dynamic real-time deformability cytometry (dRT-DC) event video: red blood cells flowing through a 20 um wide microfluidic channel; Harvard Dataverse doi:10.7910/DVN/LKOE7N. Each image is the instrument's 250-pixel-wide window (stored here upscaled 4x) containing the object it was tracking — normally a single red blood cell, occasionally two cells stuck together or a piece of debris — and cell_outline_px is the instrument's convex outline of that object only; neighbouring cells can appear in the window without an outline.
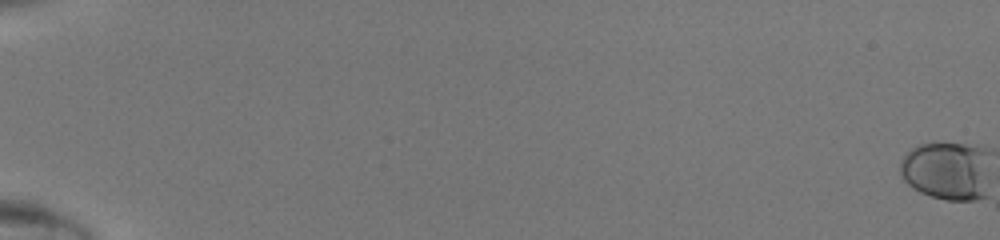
{"species": "human", "species_latin": "Homo sapiens", "temperature_condition": "room temperature", "stored_images_in_passage": 51, "camera_frame_rate_fps": 3000, "um_per_image_px": 0.085, "donor": {"sex": "male"}, "frame": {"image": 1, "passage_image": 1, "time_ms": 0.0, "image_size_px": [1000, 240], "cell_outline_px": [[980, 196], [968, 200], [952, 200], [932, 196], [916, 188], [904, 176], [904, 160], [916, 148], [928, 144], [956, 144], [968, 148]], "centroid_in_image_um": [80.11, 14.59], "position_along_channel_um": 4.9, "area_um2": 24.16}}
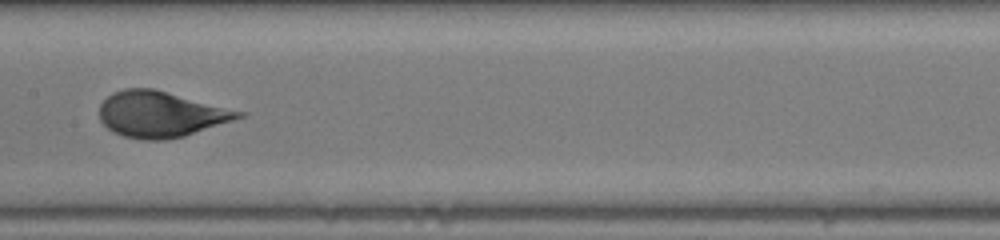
{"frame": {"image": 2, "passage_image": 30, "time_ms": 9.667, "image_size_px": [1000, 240], "cell_outline_px": [[240, 116], [180, 136], [128, 136], [116, 132], [104, 124], [100, 116], [100, 108], [104, 100], [108, 96], [116, 92], [132, 88], [148, 88], [164, 92], [240, 112]], "centroid_in_image_um": [13.53, 9.65], "position_along_channel_um": 193.9, "area_um2": 33.64}}
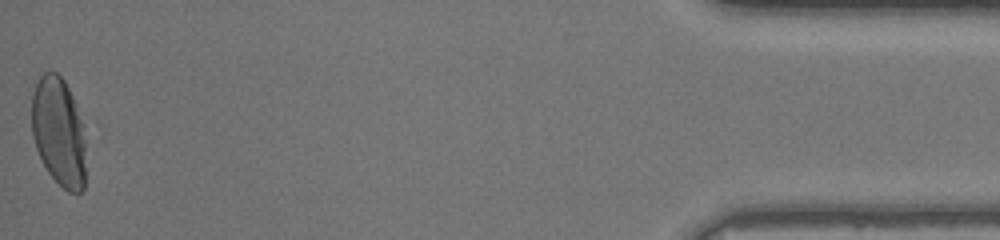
{"frame": {"image": 3, "passage_image": 51, "time_ms": 16.667, "image_size_px": [1000, 240], "cell_outline_px": [[84, 188], [80, 192], [72, 192], [64, 188], [48, 172], [40, 156], [32, 132], [32, 100], [36, 84], [48, 72], [56, 72], [60, 76], [72, 100], [80, 140], [84, 168]], "centroid_in_image_um": [4.9, 11.26], "position_along_channel_um": 430.3, "area_um2": 31.44}}